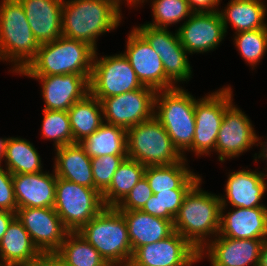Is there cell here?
<instances>
[{
	"label": "cell",
	"mask_w": 267,
	"mask_h": 266,
	"mask_svg": "<svg viewBox=\"0 0 267 266\" xmlns=\"http://www.w3.org/2000/svg\"><path fill=\"white\" fill-rule=\"evenodd\" d=\"M201 184L202 178L186 193L173 222L174 231L198 252L218 236L221 218L220 195L203 191Z\"/></svg>",
	"instance_id": "6da1fadb"
},
{
	"label": "cell",
	"mask_w": 267,
	"mask_h": 266,
	"mask_svg": "<svg viewBox=\"0 0 267 266\" xmlns=\"http://www.w3.org/2000/svg\"><path fill=\"white\" fill-rule=\"evenodd\" d=\"M120 4L117 0H64L62 35L86 42L97 50L98 37L119 26Z\"/></svg>",
	"instance_id": "7a4b0ae2"
},
{
	"label": "cell",
	"mask_w": 267,
	"mask_h": 266,
	"mask_svg": "<svg viewBox=\"0 0 267 266\" xmlns=\"http://www.w3.org/2000/svg\"><path fill=\"white\" fill-rule=\"evenodd\" d=\"M95 49L86 42L61 35L40 44L36 57L20 73L24 76L78 74L91 76Z\"/></svg>",
	"instance_id": "3957f363"
},
{
	"label": "cell",
	"mask_w": 267,
	"mask_h": 266,
	"mask_svg": "<svg viewBox=\"0 0 267 266\" xmlns=\"http://www.w3.org/2000/svg\"><path fill=\"white\" fill-rule=\"evenodd\" d=\"M77 232L110 266H129L133 251L126 220L116 207H105Z\"/></svg>",
	"instance_id": "277c9868"
},
{
	"label": "cell",
	"mask_w": 267,
	"mask_h": 266,
	"mask_svg": "<svg viewBox=\"0 0 267 266\" xmlns=\"http://www.w3.org/2000/svg\"><path fill=\"white\" fill-rule=\"evenodd\" d=\"M40 44L34 37L20 0L0 2V60L12 62L20 73L36 57Z\"/></svg>",
	"instance_id": "5b68a950"
},
{
	"label": "cell",
	"mask_w": 267,
	"mask_h": 266,
	"mask_svg": "<svg viewBox=\"0 0 267 266\" xmlns=\"http://www.w3.org/2000/svg\"><path fill=\"white\" fill-rule=\"evenodd\" d=\"M180 87L156 92L154 117L166 129L174 147L186 159L184 153L192 152L195 133V98Z\"/></svg>",
	"instance_id": "8992f818"
},
{
	"label": "cell",
	"mask_w": 267,
	"mask_h": 266,
	"mask_svg": "<svg viewBox=\"0 0 267 266\" xmlns=\"http://www.w3.org/2000/svg\"><path fill=\"white\" fill-rule=\"evenodd\" d=\"M127 157L144 166L172 165L183 159L155 117L127 130Z\"/></svg>",
	"instance_id": "52a82bcc"
},
{
	"label": "cell",
	"mask_w": 267,
	"mask_h": 266,
	"mask_svg": "<svg viewBox=\"0 0 267 266\" xmlns=\"http://www.w3.org/2000/svg\"><path fill=\"white\" fill-rule=\"evenodd\" d=\"M105 207L102 194L95 188L57 177L54 210L69 232H77Z\"/></svg>",
	"instance_id": "ba28073f"
},
{
	"label": "cell",
	"mask_w": 267,
	"mask_h": 266,
	"mask_svg": "<svg viewBox=\"0 0 267 266\" xmlns=\"http://www.w3.org/2000/svg\"><path fill=\"white\" fill-rule=\"evenodd\" d=\"M230 86L220 88L200 99L195 98V133L192 152L196 156L210 155L215 151L221 122L225 110L233 103Z\"/></svg>",
	"instance_id": "9c48e42d"
},
{
	"label": "cell",
	"mask_w": 267,
	"mask_h": 266,
	"mask_svg": "<svg viewBox=\"0 0 267 266\" xmlns=\"http://www.w3.org/2000/svg\"><path fill=\"white\" fill-rule=\"evenodd\" d=\"M95 51L92 74L89 81L90 93L102 101L143 87L124 54L101 57Z\"/></svg>",
	"instance_id": "30bf717a"
},
{
	"label": "cell",
	"mask_w": 267,
	"mask_h": 266,
	"mask_svg": "<svg viewBox=\"0 0 267 266\" xmlns=\"http://www.w3.org/2000/svg\"><path fill=\"white\" fill-rule=\"evenodd\" d=\"M156 90L143 86L101 101L104 123L129 128L154 117Z\"/></svg>",
	"instance_id": "8fae6325"
},
{
	"label": "cell",
	"mask_w": 267,
	"mask_h": 266,
	"mask_svg": "<svg viewBox=\"0 0 267 266\" xmlns=\"http://www.w3.org/2000/svg\"><path fill=\"white\" fill-rule=\"evenodd\" d=\"M160 55L166 77L177 87L179 82L189 81L192 76V67L188 60V53L179 41L176 33L168 28H157L143 24L133 27Z\"/></svg>",
	"instance_id": "7c38bea8"
},
{
	"label": "cell",
	"mask_w": 267,
	"mask_h": 266,
	"mask_svg": "<svg viewBox=\"0 0 267 266\" xmlns=\"http://www.w3.org/2000/svg\"><path fill=\"white\" fill-rule=\"evenodd\" d=\"M16 217L29 233L33 244L43 255H53L69 232L54 207L17 208Z\"/></svg>",
	"instance_id": "4fadbf2b"
},
{
	"label": "cell",
	"mask_w": 267,
	"mask_h": 266,
	"mask_svg": "<svg viewBox=\"0 0 267 266\" xmlns=\"http://www.w3.org/2000/svg\"><path fill=\"white\" fill-rule=\"evenodd\" d=\"M199 261V252L174 231L165 239L139 247L129 266H192Z\"/></svg>",
	"instance_id": "5bb4252c"
},
{
	"label": "cell",
	"mask_w": 267,
	"mask_h": 266,
	"mask_svg": "<svg viewBox=\"0 0 267 266\" xmlns=\"http://www.w3.org/2000/svg\"><path fill=\"white\" fill-rule=\"evenodd\" d=\"M253 126L248 116L233 103L225 110L215 144L219 161L239 157L256 143H261Z\"/></svg>",
	"instance_id": "9a60e30c"
},
{
	"label": "cell",
	"mask_w": 267,
	"mask_h": 266,
	"mask_svg": "<svg viewBox=\"0 0 267 266\" xmlns=\"http://www.w3.org/2000/svg\"><path fill=\"white\" fill-rule=\"evenodd\" d=\"M127 38L126 50L123 54L142 85L156 91L175 88L176 86L165 75L160 55L148 42L134 28Z\"/></svg>",
	"instance_id": "2e32d148"
},
{
	"label": "cell",
	"mask_w": 267,
	"mask_h": 266,
	"mask_svg": "<svg viewBox=\"0 0 267 266\" xmlns=\"http://www.w3.org/2000/svg\"><path fill=\"white\" fill-rule=\"evenodd\" d=\"M188 54L212 51L224 40L226 32L219 11L193 12L177 30Z\"/></svg>",
	"instance_id": "e0dca14e"
},
{
	"label": "cell",
	"mask_w": 267,
	"mask_h": 266,
	"mask_svg": "<svg viewBox=\"0 0 267 266\" xmlns=\"http://www.w3.org/2000/svg\"><path fill=\"white\" fill-rule=\"evenodd\" d=\"M213 240L199 252V260L206 255L211 266H258L265 239H234L218 235Z\"/></svg>",
	"instance_id": "ac0fdd59"
},
{
	"label": "cell",
	"mask_w": 267,
	"mask_h": 266,
	"mask_svg": "<svg viewBox=\"0 0 267 266\" xmlns=\"http://www.w3.org/2000/svg\"><path fill=\"white\" fill-rule=\"evenodd\" d=\"M38 80L42 86V96L45 102L43 109L68 111L77 101L90 93L91 76L78 74L27 76Z\"/></svg>",
	"instance_id": "d6986e66"
},
{
	"label": "cell",
	"mask_w": 267,
	"mask_h": 266,
	"mask_svg": "<svg viewBox=\"0 0 267 266\" xmlns=\"http://www.w3.org/2000/svg\"><path fill=\"white\" fill-rule=\"evenodd\" d=\"M266 177L267 173L249 169L230 173L225 185L226 197L220 196L221 208H227L228 203L234 208L267 207L261 203L267 191Z\"/></svg>",
	"instance_id": "ffe728a7"
},
{
	"label": "cell",
	"mask_w": 267,
	"mask_h": 266,
	"mask_svg": "<svg viewBox=\"0 0 267 266\" xmlns=\"http://www.w3.org/2000/svg\"><path fill=\"white\" fill-rule=\"evenodd\" d=\"M56 179L54 170L12 175L17 208L54 207Z\"/></svg>",
	"instance_id": "44dd1931"
},
{
	"label": "cell",
	"mask_w": 267,
	"mask_h": 266,
	"mask_svg": "<svg viewBox=\"0 0 267 266\" xmlns=\"http://www.w3.org/2000/svg\"><path fill=\"white\" fill-rule=\"evenodd\" d=\"M64 0H20L26 18L39 44L52 42L62 35Z\"/></svg>",
	"instance_id": "7402d4cb"
},
{
	"label": "cell",
	"mask_w": 267,
	"mask_h": 266,
	"mask_svg": "<svg viewBox=\"0 0 267 266\" xmlns=\"http://www.w3.org/2000/svg\"><path fill=\"white\" fill-rule=\"evenodd\" d=\"M221 208L219 236L234 239H266L267 207L236 208L224 214Z\"/></svg>",
	"instance_id": "603a6c76"
},
{
	"label": "cell",
	"mask_w": 267,
	"mask_h": 266,
	"mask_svg": "<svg viewBox=\"0 0 267 266\" xmlns=\"http://www.w3.org/2000/svg\"><path fill=\"white\" fill-rule=\"evenodd\" d=\"M127 224L133 253L141 246L165 239L174 232L173 222L142 212L119 210Z\"/></svg>",
	"instance_id": "cb8c5ba5"
},
{
	"label": "cell",
	"mask_w": 267,
	"mask_h": 266,
	"mask_svg": "<svg viewBox=\"0 0 267 266\" xmlns=\"http://www.w3.org/2000/svg\"><path fill=\"white\" fill-rule=\"evenodd\" d=\"M54 171L64 180L94 188V178L89 157L80 143H72L55 149Z\"/></svg>",
	"instance_id": "d4e9b609"
},
{
	"label": "cell",
	"mask_w": 267,
	"mask_h": 266,
	"mask_svg": "<svg viewBox=\"0 0 267 266\" xmlns=\"http://www.w3.org/2000/svg\"><path fill=\"white\" fill-rule=\"evenodd\" d=\"M42 255L33 244L29 233L15 217L0 242V265L23 266L36 261Z\"/></svg>",
	"instance_id": "484cf974"
},
{
	"label": "cell",
	"mask_w": 267,
	"mask_h": 266,
	"mask_svg": "<svg viewBox=\"0 0 267 266\" xmlns=\"http://www.w3.org/2000/svg\"><path fill=\"white\" fill-rule=\"evenodd\" d=\"M187 159L172 165L146 166L144 176L149 182L153 194L160 191L189 190L200 175L193 173L186 166Z\"/></svg>",
	"instance_id": "4316f807"
},
{
	"label": "cell",
	"mask_w": 267,
	"mask_h": 266,
	"mask_svg": "<svg viewBox=\"0 0 267 266\" xmlns=\"http://www.w3.org/2000/svg\"><path fill=\"white\" fill-rule=\"evenodd\" d=\"M226 6L223 11H219L226 33L228 23L235 29V33L267 29V6L262 0H230Z\"/></svg>",
	"instance_id": "83f0119b"
},
{
	"label": "cell",
	"mask_w": 267,
	"mask_h": 266,
	"mask_svg": "<svg viewBox=\"0 0 267 266\" xmlns=\"http://www.w3.org/2000/svg\"><path fill=\"white\" fill-rule=\"evenodd\" d=\"M67 112L73 133V143H80L88 138L104 123L101 101L91 93L75 102Z\"/></svg>",
	"instance_id": "f1b7e54d"
},
{
	"label": "cell",
	"mask_w": 267,
	"mask_h": 266,
	"mask_svg": "<svg viewBox=\"0 0 267 266\" xmlns=\"http://www.w3.org/2000/svg\"><path fill=\"white\" fill-rule=\"evenodd\" d=\"M80 144L91 158L106 155H127V130L119 126L103 123Z\"/></svg>",
	"instance_id": "f546056e"
},
{
	"label": "cell",
	"mask_w": 267,
	"mask_h": 266,
	"mask_svg": "<svg viewBox=\"0 0 267 266\" xmlns=\"http://www.w3.org/2000/svg\"><path fill=\"white\" fill-rule=\"evenodd\" d=\"M145 168L138 161L125 158L114 173L109 187L102 193L105 206L117 207L144 177Z\"/></svg>",
	"instance_id": "4dcf8cb0"
},
{
	"label": "cell",
	"mask_w": 267,
	"mask_h": 266,
	"mask_svg": "<svg viewBox=\"0 0 267 266\" xmlns=\"http://www.w3.org/2000/svg\"><path fill=\"white\" fill-rule=\"evenodd\" d=\"M53 255L65 266H110L78 232H68Z\"/></svg>",
	"instance_id": "1f68e13d"
},
{
	"label": "cell",
	"mask_w": 267,
	"mask_h": 266,
	"mask_svg": "<svg viewBox=\"0 0 267 266\" xmlns=\"http://www.w3.org/2000/svg\"><path fill=\"white\" fill-rule=\"evenodd\" d=\"M3 160L12 175L43 171L40 155L33 143L19 137H9Z\"/></svg>",
	"instance_id": "d6a6232c"
},
{
	"label": "cell",
	"mask_w": 267,
	"mask_h": 266,
	"mask_svg": "<svg viewBox=\"0 0 267 266\" xmlns=\"http://www.w3.org/2000/svg\"><path fill=\"white\" fill-rule=\"evenodd\" d=\"M145 1L140 0L137 7ZM151 6L153 23L146 24L157 28H168L172 24H178L182 20H187L193 13L187 0H153Z\"/></svg>",
	"instance_id": "836d02e7"
},
{
	"label": "cell",
	"mask_w": 267,
	"mask_h": 266,
	"mask_svg": "<svg viewBox=\"0 0 267 266\" xmlns=\"http://www.w3.org/2000/svg\"><path fill=\"white\" fill-rule=\"evenodd\" d=\"M41 134L47 140H53L55 149L73 143V133L67 111L43 109Z\"/></svg>",
	"instance_id": "e575fe53"
},
{
	"label": "cell",
	"mask_w": 267,
	"mask_h": 266,
	"mask_svg": "<svg viewBox=\"0 0 267 266\" xmlns=\"http://www.w3.org/2000/svg\"><path fill=\"white\" fill-rule=\"evenodd\" d=\"M235 34V47L253 69L260 63L267 51V29L241 31Z\"/></svg>",
	"instance_id": "d590c367"
},
{
	"label": "cell",
	"mask_w": 267,
	"mask_h": 266,
	"mask_svg": "<svg viewBox=\"0 0 267 266\" xmlns=\"http://www.w3.org/2000/svg\"><path fill=\"white\" fill-rule=\"evenodd\" d=\"M188 191H160L149 198L141 211L174 222V218L182 205L183 198Z\"/></svg>",
	"instance_id": "8d00e7d4"
},
{
	"label": "cell",
	"mask_w": 267,
	"mask_h": 266,
	"mask_svg": "<svg viewBox=\"0 0 267 266\" xmlns=\"http://www.w3.org/2000/svg\"><path fill=\"white\" fill-rule=\"evenodd\" d=\"M127 155H106L91 158L94 188L101 194L109 187L112 177Z\"/></svg>",
	"instance_id": "74e56055"
},
{
	"label": "cell",
	"mask_w": 267,
	"mask_h": 266,
	"mask_svg": "<svg viewBox=\"0 0 267 266\" xmlns=\"http://www.w3.org/2000/svg\"><path fill=\"white\" fill-rule=\"evenodd\" d=\"M152 195L149 182L144 176L116 208L118 210H141Z\"/></svg>",
	"instance_id": "f35d334b"
},
{
	"label": "cell",
	"mask_w": 267,
	"mask_h": 266,
	"mask_svg": "<svg viewBox=\"0 0 267 266\" xmlns=\"http://www.w3.org/2000/svg\"><path fill=\"white\" fill-rule=\"evenodd\" d=\"M0 163V210L16 212L17 202L14 194L12 174Z\"/></svg>",
	"instance_id": "ab89813d"
},
{
	"label": "cell",
	"mask_w": 267,
	"mask_h": 266,
	"mask_svg": "<svg viewBox=\"0 0 267 266\" xmlns=\"http://www.w3.org/2000/svg\"><path fill=\"white\" fill-rule=\"evenodd\" d=\"M187 1L190 6V9L193 12H216L219 11L217 7L222 0H187Z\"/></svg>",
	"instance_id": "60d3db41"
},
{
	"label": "cell",
	"mask_w": 267,
	"mask_h": 266,
	"mask_svg": "<svg viewBox=\"0 0 267 266\" xmlns=\"http://www.w3.org/2000/svg\"><path fill=\"white\" fill-rule=\"evenodd\" d=\"M16 217V212L0 210V242L9 224Z\"/></svg>",
	"instance_id": "b9f144b4"
},
{
	"label": "cell",
	"mask_w": 267,
	"mask_h": 266,
	"mask_svg": "<svg viewBox=\"0 0 267 266\" xmlns=\"http://www.w3.org/2000/svg\"><path fill=\"white\" fill-rule=\"evenodd\" d=\"M23 266H55V256L54 255H42L36 261Z\"/></svg>",
	"instance_id": "7bdbcfd3"
},
{
	"label": "cell",
	"mask_w": 267,
	"mask_h": 266,
	"mask_svg": "<svg viewBox=\"0 0 267 266\" xmlns=\"http://www.w3.org/2000/svg\"><path fill=\"white\" fill-rule=\"evenodd\" d=\"M258 266H267V238L264 240Z\"/></svg>",
	"instance_id": "ee69618b"
},
{
	"label": "cell",
	"mask_w": 267,
	"mask_h": 266,
	"mask_svg": "<svg viewBox=\"0 0 267 266\" xmlns=\"http://www.w3.org/2000/svg\"><path fill=\"white\" fill-rule=\"evenodd\" d=\"M260 147H261V152L259 153L258 157H257V153L254 154V159H255V162H257V158L258 159H263L267 161V142H262L261 140V143H260ZM267 165V163H266Z\"/></svg>",
	"instance_id": "f6af8a7d"
},
{
	"label": "cell",
	"mask_w": 267,
	"mask_h": 266,
	"mask_svg": "<svg viewBox=\"0 0 267 266\" xmlns=\"http://www.w3.org/2000/svg\"><path fill=\"white\" fill-rule=\"evenodd\" d=\"M8 138H0V163H2V160L4 159L6 155V149H7V143Z\"/></svg>",
	"instance_id": "bcb514c9"
},
{
	"label": "cell",
	"mask_w": 267,
	"mask_h": 266,
	"mask_svg": "<svg viewBox=\"0 0 267 266\" xmlns=\"http://www.w3.org/2000/svg\"><path fill=\"white\" fill-rule=\"evenodd\" d=\"M127 1V5L129 3V6H135L137 5V3L140 1V0H126Z\"/></svg>",
	"instance_id": "7dc6e473"
},
{
	"label": "cell",
	"mask_w": 267,
	"mask_h": 266,
	"mask_svg": "<svg viewBox=\"0 0 267 266\" xmlns=\"http://www.w3.org/2000/svg\"><path fill=\"white\" fill-rule=\"evenodd\" d=\"M55 266H65V265L55 257Z\"/></svg>",
	"instance_id": "c3c4849f"
}]
</instances>
